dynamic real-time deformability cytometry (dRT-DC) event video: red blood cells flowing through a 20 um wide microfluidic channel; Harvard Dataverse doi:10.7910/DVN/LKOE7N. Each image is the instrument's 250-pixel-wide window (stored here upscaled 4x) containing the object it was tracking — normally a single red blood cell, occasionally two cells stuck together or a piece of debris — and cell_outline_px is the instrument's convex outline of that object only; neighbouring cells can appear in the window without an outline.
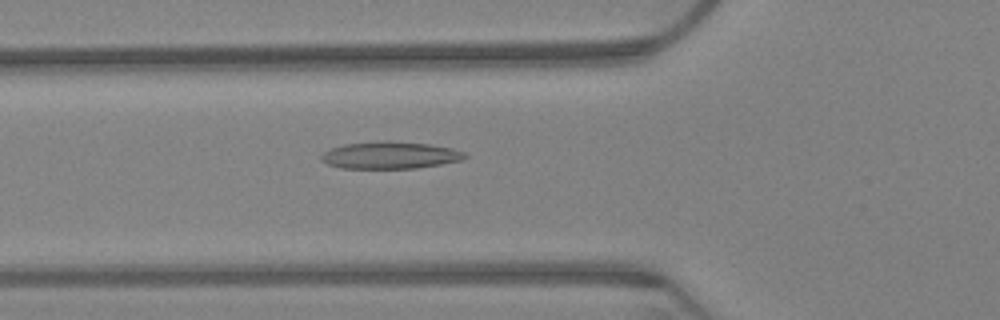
{"species": "Egyptian fruit bat (a non-hibernating species)", "species_latin": "Rousettus aegyptiacus", "temperature_condition": "warm", "stored_images_in_passage": 45, "camera_frame_rate_fps": 3000, "um_per_image_px": 0.085, "animal": {"sex": "female"}, "frame": {"image": 1, "passage_image": 8, "time_ms": 2.333, "image_size_px": [1000, 320], "cell_outline_px": [[468, 156], [460, 160], [440, 164], [416, 168], [340, 168], [328, 164], [320, 160], [320, 156], [324, 152], [332, 148], [344, 144], [380, 140], [388, 140], [428, 144], [452, 148], [464, 152]], "centroid_in_image_um": [33.12, 13.18], "position_along_channel_um": 92.7, "area_um2": 22.72}}
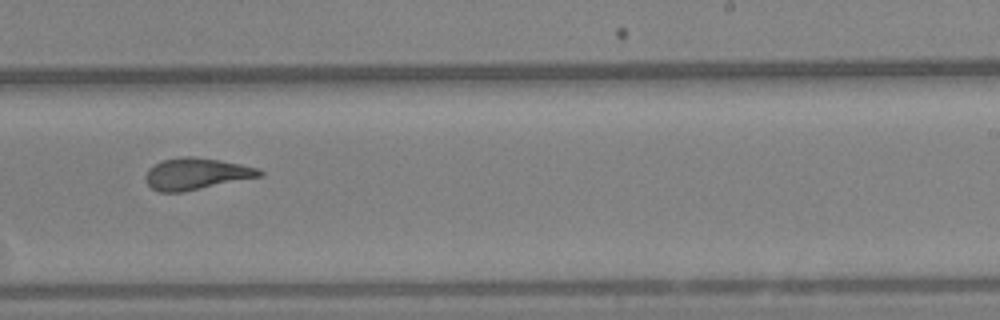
{"frame": {"image": 2, "passage_image": 25, "time_ms": 8.0, "image_size_px": [1000, 320], "cell_outline_px": [[264, 176], [180, 192], [160, 192], [152, 188], [144, 180], [144, 176], [148, 168], [164, 160], [180, 156], [192, 156], [220, 160], [260, 168], [264, 172]], "centroid_in_image_um": [16.69, 14.77], "position_along_channel_um": 272.3, "area_um2": 21.04}}
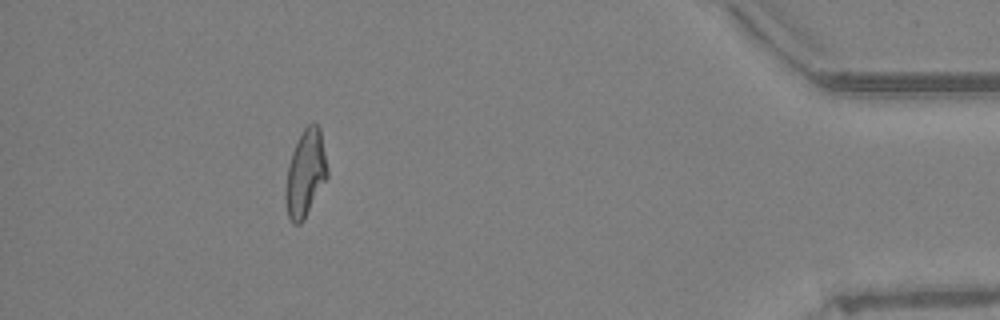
{"frame": {"image": 3, "passage_image": 43, "time_ms": 14.0, "image_size_px": [1000, 320], "cell_outline_px": [[328, 176], [304, 220], [300, 224], [292, 224], [288, 216], [284, 196], [284, 192], [288, 164], [292, 152], [304, 128], [312, 120], [320, 128], [328, 168]], "centroid_in_image_um": [25.96, 14.75], "position_along_channel_um": 409.2, "area_um2": 21.27}}